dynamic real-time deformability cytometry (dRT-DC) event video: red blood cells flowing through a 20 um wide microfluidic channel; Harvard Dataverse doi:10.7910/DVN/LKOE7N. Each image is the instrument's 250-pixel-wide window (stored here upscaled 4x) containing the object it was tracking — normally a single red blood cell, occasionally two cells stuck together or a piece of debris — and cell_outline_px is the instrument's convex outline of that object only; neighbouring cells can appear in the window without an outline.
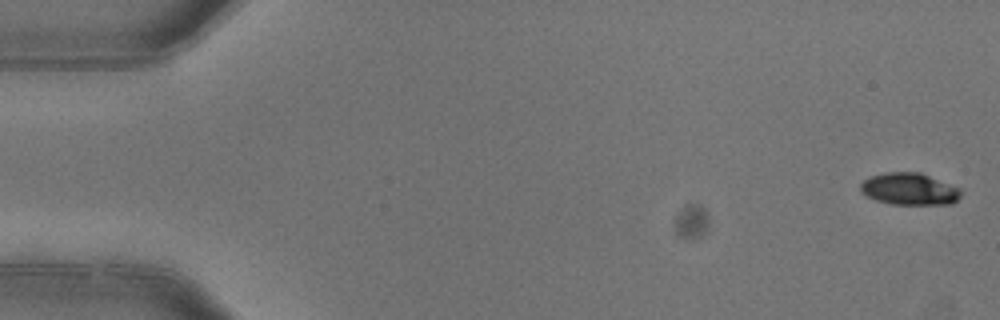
{"species": "common noctule bat (a hibernating species)", "species_latin": "Nyctalus noctula", "temperature_condition": "warm", "stored_images_in_passage": 4, "camera_frame_rate_fps": 3000, "um_per_image_px": 0.085, "animal": {"sex": "female"}, "frame": {"image": 1, "passage_image": 1, "time_ms": 0.0, "image_size_px": [1000, 320], "cell_outline_px": [[960, 196], [952, 204], [892, 204], [876, 200], [860, 192], [860, 184], [864, 180], [872, 176], [884, 172], [920, 172], [960, 188]], "centroid_in_image_um": [77.28, 16.06], "position_along_channel_um": 7.7, "area_um2": 18.61}}
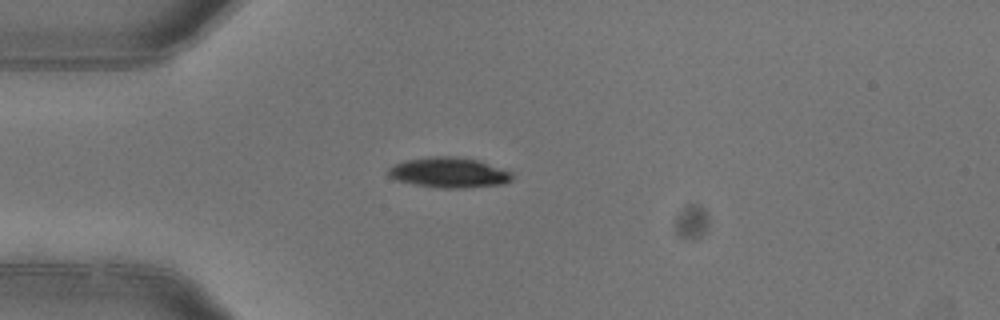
{"frame": {"image": 2, "passage_image": 4, "time_ms": 1.0, "image_size_px": [1000, 320], "cell_outline_px": [[512, 180], [504, 184], [460, 188], [444, 188], [416, 184], [396, 180], [388, 176], [388, 168], [396, 164], [408, 160], [428, 156], [460, 156], [480, 160], [512, 172]], "centroid_in_image_um": [38.2, 14.65], "position_along_channel_um": 46.8, "area_um2": 21.85}}